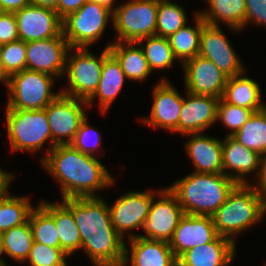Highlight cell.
<instances>
[{
	"mask_svg": "<svg viewBox=\"0 0 266 266\" xmlns=\"http://www.w3.org/2000/svg\"><path fill=\"white\" fill-rule=\"evenodd\" d=\"M111 15L113 11L108 7L87 1L62 19V33L71 48H88L100 38Z\"/></svg>",
	"mask_w": 266,
	"mask_h": 266,
	"instance_id": "obj_9",
	"label": "cell"
},
{
	"mask_svg": "<svg viewBox=\"0 0 266 266\" xmlns=\"http://www.w3.org/2000/svg\"><path fill=\"white\" fill-rule=\"evenodd\" d=\"M33 209L28 197H0V233L26 223Z\"/></svg>",
	"mask_w": 266,
	"mask_h": 266,
	"instance_id": "obj_32",
	"label": "cell"
},
{
	"mask_svg": "<svg viewBox=\"0 0 266 266\" xmlns=\"http://www.w3.org/2000/svg\"><path fill=\"white\" fill-rule=\"evenodd\" d=\"M88 1H92V2H96V3H99V4H102L106 7H108L110 10H114L116 9V7L113 6V4L115 3L114 0H88Z\"/></svg>",
	"mask_w": 266,
	"mask_h": 266,
	"instance_id": "obj_48",
	"label": "cell"
},
{
	"mask_svg": "<svg viewBox=\"0 0 266 266\" xmlns=\"http://www.w3.org/2000/svg\"><path fill=\"white\" fill-rule=\"evenodd\" d=\"M3 254V248H2V236L0 233V262H5L4 259L1 258V255Z\"/></svg>",
	"mask_w": 266,
	"mask_h": 266,
	"instance_id": "obj_49",
	"label": "cell"
},
{
	"mask_svg": "<svg viewBox=\"0 0 266 266\" xmlns=\"http://www.w3.org/2000/svg\"><path fill=\"white\" fill-rule=\"evenodd\" d=\"M74 54L67 57L65 72L69 88L61 90V94L87 101L96 91L101 78L104 58L110 53L106 46L98 57L88 48L75 47Z\"/></svg>",
	"mask_w": 266,
	"mask_h": 266,
	"instance_id": "obj_8",
	"label": "cell"
},
{
	"mask_svg": "<svg viewBox=\"0 0 266 266\" xmlns=\"http://www.w3.org/2000/svg\"><path fill=\"white\" fill-rule=\"evenodd\" d=\"M245 7V25L251 21L266 25V0H245Z\"/></svg>",
	"mask_w": 266,
	"mask_h": 266,
	"instance_id": "obj_41",
	"label": "cell"
},
{
	"mask_svg": "<svg viewBox=\"0 0 266 266\" xmlns=\"http://www.w3.org/2000/svg\"><path fill=\"white\" fill-rule=\"evenodd\" d=\"M253 110L229 104L220 98L217 106V121L220 119L230 130L227 136H233L252 116Z\"/></svg>",
	"mask_w": 266,
	"mask_h": 266,
	"instance_id": "obj_36",
	"label": "cell"
},
{
	"mask_svg": "<svg viewBox=\"0 0 266 266\" xmlns=\"http://www.w3.org/2000/svg\"><path fill=\"white\" fill-rule=\"evenodd\" d=\"M187 23V16L176 2L158 0L156 35L169 38Z\"/></svg>",
	"mask_w": 266,
	"mask_h": 266,
	"instance_id": "obj_34",
	"label": "cell"
},
{
	"mask_svg": "<svg viewBox=\"0 0 266 266\" xmlns=\"http://www.w3.org/2000/svg\"><path fill=\"white\" fill-rule=\"evenodd\" d=\"M71 211L81 237V248L95 266H122L124 239L111 222L109 205L96 197L66 198L62 201Z\"/></svg>",
	"mask_w": 266,
	"mask_h": 266,
	"instance_id": "obj_1",
	"label": "cell"
},
{
	"mask_svg": "<svg viewBox=\"0 0 266 266\" xmlns=\"http://www.w3.org/2000/svg\"><path fill=\"white\" fill-rule=\"evenodd\" d=\"M41 163L60 183L62 199L96 197V190L115 182L94 155L82 153L71 144H57Z\"/></svg>",
	"mask_w": 266,
	"mask_h": 266,
	"instance_id": "obj_2",
	"label": "cell"
},
{
	"mask_svg": "<svg viewBox=\"0 0 266 266\" xmlns=\"http://www.w3.org/2000/svg\"><path fill=\"white\" fill-rule=\"evenodd\" d=\"M31 4V0H0V12L15 13Z\"/></svg>",
	"mask_w": 266,
	"mask_h": 266,
	"instance_id": "obj_44",
	"label": "cell"
},
{
	"mask_svg": "<svg viewBox=\"0 0 266 266\" xmlns=\"http://www.w3.org/2000/svg\"><path fill=\"white\" fill-rule=\"evenodd\" d=\"M153 91L154 102L150 117L142 118V122L155 128L178 132L183 97L163 78L157 83Z\"/></svg>",
	"mask_w": 266,
	"mask_h": 266,
	"instance_id": "obj_18",
	"label": "cell"
},
{
	"mask_svg": "<svg viewBox=\"0 0 266 266\" xmlns=\"http://www.w3.org/2000/svg\"><path fill=\"white\" fill-rule=\"evenodd\" d=\"M158 0H132L113 10L116 42H138L156 35Z\"/></svg>",
	"mask_w": 266,
	"mask_h": 266,
	"instance_id": "obj_7",
	"label": "cell"
},
{
	"mask_svg": "<svg viewBox=\"0 0 266 266\" xmlns=\"http://www.w3.org/2000/svg\"><path fill=\"white\" fill-rule=\"evenodd\" d=\"M186 91L222 98L228 77L209 59L200 55L183 64Z\"/></svg>",
	"mask_w": 266,
	"mask_h": 266,
	"instance_id": "obj_15",
	"label": "cell"
},
{
	"mask_svg": "<svg viewBox=\"0 0 266 266\" xmlns=\"http://www.w3.org/2000/svg\"><path fill=\"white\" fill-rule=\"evenodd\" d=\"M143 42H146L145 47ZM137 43L141 45L151 71L171 68L176 60L168 38L152 35L140 39Z\"/></svg>",
	"mask_w": 266,
	"mask_h": 266,
	"instance_id": "obj_33",
	"label": "cell"
},
{
	"mask_svg": "<svg viewBox=\"0 0 266 266\" xmlns=\"http://www.w3.org/2000/svg\"><path fill=\"white\" fill-rule=\"evenodd\" d=\"M68 255L61 249L33 242L27 261L30 266H67Z\"/></svg>",
	"mask_w": 266,
	"mask_h": 266,
	"instance_id": "obj_38",
	"label": "cell"
},
{
	"mask_svg": "<svg viewBox=\"0 0 266 266\" xmlns=\"http://www.w3.org/2000/svg\"><path fill=\"white\" fill-rule=\"evenodd\" d=\"M72 50L62 32L57 37L26 42V69L61 77Z\"/></svg>",
	"mask_w": 266,
	"mask_h": 266,
	"instance_id": "obj_12",
	"label": "cell"
},
{
	"mask_svg": "<svg viewBox=\"0 0 266 266\" xmlns=\"http://www.w3.org/2000/svg\"><path fill=\"white\" fill-rule=\"evenodd\" d=\"M53 76L24 69L10 76L7 107L22 110L44 109L61 92H52Z\"/></svg>",
	"mask_w": 266,
	"mask_h": 266,
	"instance_id": "obj_6",
	"label": "cell"
},
{
	"mask_svg": "<svg viewBox=\"0 0 266 266\" xmlns=\"http://www.w3.org/2000/svg\"><path fill=\"white\" fill-rule=\"evenodd\" d=\"M3 254L18 262L27 260L34 239L29 220L1 233Z\"/></svg>",
	"mask_w": 266,
	"mask_h": 266,
	"instance_id": "obj_31",
	"label": "cell"
},
{
	"mask_svg": "<svg viewBox=\"0 0 266 266\" xmlns=\"http://www.w3.org/2000/svg\"><path fill=\"white\" fill-rule=\"evenodd\" d=\"M0 53L4 69L9 76L26 69V42L16 40L0 45Z\"/></svg>",
	"mask_w": 266,
	"mask_h": 266,
	"instance_id": "obj_37",
	"label": "cell"
},
{
	"mask_svg": "<svg viewBox=\"0 0 266 266\" xmlns=\"http://www.w3.org/2000/svg\"><path fill=\"white\" fill-rule=\"evenodd\" d=\"M88 0H57L55 11L58 16L63 19L68 14L77 11L81 8Z\"/></svg>",
	"mask_w": 266,
	"mask_h": 266,
	"instance_id": "obj_42",
	"label": "cell"
},
{
	"mask_svg": "<svg viewBox=\"0 0 266 266\" xmlns=\"http://www.w3.org/2000/svg\"><path fill=\"white\" fill-rule=\"evenodd\" d=\"M83 106H88L85 100L60 94L45 107L52 140L56 144H70L74 140L86 118Z\"/></svg>",
	"mask_w": 266,
	"mask_h": 266,
	"instance_id": "obj_11",
	"label": "cell"
},
{
	"mask_svg": "<svg viewBox=\"0 0 266 266\" xmlns=\"http://www.w3.org/2000/svg\"><path fill=\"white\" fill-rule=\"evenodd\" d=\"M238 184L223 173L193 172L168 189L187 215H210L217 211Z\"/></svg>",
	"mask_w": 266,
	"mask_h": 266,
	"instance_id": "obj_3",
	"label": "cell"
},
{
	"mask_svg": "<svg viewBox=\"0 0 266 266\" xmlns=\"http://www.w3.org/2000/svg\"><path fill=\"white\" fill-rule=\"evenodd\" d=\"M14 15L19 40L24 42L57 37L62 32V19L55 10L30 4Z\"/></svg>",
	"mask_w": 266,
	"mask_h": 266,
	"instance_id": "obj_14",
	"label": "cell"
},
{
	"mask_svg": "<svg viewBox=\"0 0 266 266\" xmlns=\"http://www.w3.org/2000/svg\"><path fill=\"white\" fill-rule=\"evenodd\" d=\"M160 199L156 202L154 197L145 220L143 229L146 235L130 234V238L139 236L141 238L157 241L170 242L179 221L184 216L176 196L167 188L160 190Z\"/></svg>",
	"mask_w": 266,
	"mask_h": 266,
	"instance_id": "obj_10",
	"label": "cell"
},
{
	"mask_svg": "<svg viewBox=\"0 0 266 266\" xmlns=\"http://www.w3.org/2000/svg\"><path fill=\"white\" fill-rule=\"evenodd\" d=\"M236 243L218 236L214 241L187 250L177 260L178 266H227L233 262Z\"/></svg>",
	"mask_w": 266,
	"mask_h": 266,
	"instance_id": "obj_22",
	"label": "cell"
},
{
	"mask_svg": "<svg viewBox=\"0 0 266 266\" xmlns=\"http://www.w3.org/2000/svg\"><path fill=\"white\" fill-rule=\"evenodd\" d=\"M0 266H7L6 262H0Z\"/></svg>",
	"mask_w": 266,
	"mask_h": 266,
	"instance_id": "obj_50",
	"label": "cell"
},
{
	"mask_svg": "<svg viewBox=\"0 0 266 266\" xmlns=\"http://www.w3.org/2000/svg\"><path fill=\"white\" fill-rule=\"evenodd\" d=\"M218 236L212 216L184 214L169 244L178 259L187 250L214 241Z\"/></svg>",
	"mask_w": 266,
	"mask_h": 266,
	"instance_id": "obj_17",
	"label": "cell"
},
{
	"mask_svg": "<svg viewBox=\"0 0 266 266\" xmlns=\"http://www.w3.org/2000/svg\"><path fill=\"white\" fill-rule=\"evenodd\" d=\"M28 220L35 242L60 248L59 234L55 221L40 205L31 211Z\"/></svg>",
	"mask_w": 266,
	"mask_h": 266,
	"instance_id": "obj_35",
	"label": "cell"
},
{
	"mask_svg": "<svg viewBox=\"0 0 266 266\" xmlns=\"http://www.w3.org/2000/svg\"><path fill=\"white\" fill-rule=\"evenodd\" d=\"M243 74H239L227 79L222 99L233 105L244 107L254 112L266 108L262 104L261 89L259 84Z\"/></svg>",
	"mask_w": 266,
	"mask_h": 266,
	"instance_id": "obj_26",
	"label": "cell"
},
{
	"mask_svg": "<svg viewBox=\"0 0 266 266\" xmlns=\"http://www.w3.org/2000/svg\"><path fill=\"white\" fill-rule=\"evenodd\" d=\"M129 240L131 252L128 251L125 244V257L122 266H126L128 263L131 266H178V260L168 242L149 240L139 236Z\"/></svg>",
	"mask_w": 266,
	"mask_h": 266,
	"instance_id": "obj_20",
	"label": "cell"
},
{
	"mask_svg": "<svg viewBox=\"0 0 266 266\" xmlns=\"http://www.w3.org/2000/svg\"><path fill=\"white\" fill-rule=\"evenodd\" d=\"M257 185L254 187L266 199V154L261 155L259 171L256 172Z\"/></svg>",
	"mask_w": 266,
	"mask_h": 266,
	"instance_id": "obj_43",
	"label": "cell"
},
{
	"mask_svg": "<svg viewBox=\"0 0 266 266\" xmlns=\"http://www.w3.org/2000/svg\"><path fill=\"white\" fill-rule=\"evenodd\" d=\"M231 45L219 25H203L199 55L211 60L228 78L243 74L245 70Z\"/></svg>",
	"mask_w": 266,
	"mask_h": 266,
	"instance_id": "obj_13",
	"label": "cell"
},
{
	"mask_svg": "<svg viewBox=\"0 0 266 266\" xmlns=\"http://www.w3.org/2000/svg\"><path fill=\"white\" fill-rule=\"evenodd\" d=\"M195 18V27L185 25L168 38L174 56L183 64L199 55L200 34L205 22L198 13Z\"/></svg>",
	"mask_w": 266,
	"mask_h": 266,
	"instance_id": "obj_29",
	"label": "cell"
},
{
	"mask_svg": "<svg viewBox=\"0 0 266 266\" xmlns=\"http://www.w3.org/2000/svg\"><path fill=\"white\" fill-rule=\"evenodd\" d=\"M10 76L7 74V72L4 69L1 53H0V81H4L6 86L9 85Z\"/></svg>",
	"mask_w": 266,
	"mask_h": 266,
	"instance_id": "obj_47",
	"label": "cell"
},
{
	"mask_svg": "<svg viewBox=\"0 0 266 266\" xmlns=\"http://www.w3.org/2000/svg\"><path fill=\"white\" fill-rule=\"evenodd\" d=\"M31 4L55 10L57 5V0H31Z\"/></svg>",
	"mask_w": 266,
	"mask_h": 266,
	"instance_id": "obj_46",
	"label": "cell"
},
{
	"mask_svg": "<svg viewBox=\"0 0 266 266\" xmlns=\"http://www.w3.org/2000/svg\"><path fill=\"white\" fill-rule=\"evenodd\" d=\"M19 40L14 13L0 12V45Z\"/></svg>",
	"mask_w": 266,
	"mask_h": 266,
	"instance_id": "obj_40",
	"label": "cell"
},
{
	"mask_svg": "<svg viewBox=\"0 0 266 266\" xmlns=\"http://www.w3.org/2000/svg\"><path fill=\"white\" fill-rule=\"evenodd\" d=\"M127 79L119 61L110 52L103 61L101 78L94 94L86 101L91 105L95 98L99 97V106L102 112H106L114 99L121 91L124 81Z\"/></svg>",
	"mask_w": 266,
	"mask_h": 266,
	"instance_id": "obj_24",
	"label": "cell"
},
{
	"mask_svg": "<svg viewBox=\"0 0 266 266\" xmlns=\"http://www.w3.org/2000/svg\"><path fill=\"white\" fill-rule=\"evenodd\" d=\"M87 117L82 121L74 140L70 143L75 149L82 153L93 155L94 150L101 145V134L98 130L87 123ZM100 134V135H99ZM94 137V143L90 138ZM92 141L91 145L87 144Z\"/></svg>",
	"mask_w": 266,
	"mask_h": 266,
	"instance_id": "obj_39",
	"label": "cell"
},
{
	"mask_svg": "<svg viewBox=\"0 0 266 266\" xmlns=\"http://www.w3.org/2000/svg\"><path fill=\"white\" fill-rule=\"evenodd\" d=\"M266 213V199L250 184H239L213 214L219 236L232 241L234 235L258 223Z\"/></svg>",
	"mask_w": 266,
	"mask_h": 266,
	"instance_id": "obj_4",
	"label": "cell"
},
{
	"mask_svg": "<svg viewBox=\"0 0 266 266\" xmlns=\"http://www.w3.org/2000/svg\"><path fill=\"white\" fill-rule=\"evenodd\" d=\"M125 43V45H124ZM127 43V44H126ZM133 45H138L133 46ZM110 52L119 61L126 77L131 80H145L151 70L141 45L137 42H115L108 45Z\"/></svg>",
	"mask_w": 266,
	"mask_h": 266,
	"instance_id": "obj_27",
	"label": "cell"
},
{
	"mask_svg": "<svg viewBox=\"0 0 266 266\" xmlns=\"http://www.w3.org/2000/svg\"><path fill=\"white\" fill-rule=\"evenodd\" d=\"M55 221L59 234L60 248L70 256L81 248V237L72 211L62 202H41L39 204Z\"/></svg>",
	"mask_w": 266,
	"mask_h": 266,
	"instance_id": "obj_25",
	"label": "cell"
},
{
	"mask_svg": "<svg viewBox=\"0 0 266 266\" xmlns=\"http://www.w3.org/2000/svg\"><path fill=\"white\" fill-rule=\"evenodd\" d=\"M192 135L186 142L187 155L195 165L198 173H223L222 163V141L216 138L202 135V133L187 134Z\"/></svg>",
	"mask_w": 266,
	"mask_h": 266,
	"instance_id": "obj_23",
	"label": "cell"
},
{
	"mask_svg": "<svg viewBox=\"0 0 266 266\" xmlns=\"http://www.w3.org/2000/svg\"><path fill=\"white\" fill-rule=\"evenodd\" d=\"M232 137L260 155L266 154V108L254 112Z\"/></svg>",
	"mask_w": 266,
	"mask_h": 266,
	"instance_id": "obj_30",
	"label": "cell"
},
{
	"mask_svg": "<svg viewBox=\"0 0 266 266\" xmlns=\"http://www.w3.org/2000/svg\"><path fill=\"white\" fill-rule=\"evenodd\" d=\"M179 116L178 133L186 135L203 133L217 121L219 98L195 95L186 91Z\"/></svg>",
	"mask_w": 266,
	"mask_h": 266,
	"instance_id": "obj_19",
	"label": "cell"
},
{
	"mask_svg": "<svg viewBox=\"0 0 266 266\" xmlns=\"http://www.w3.org/2000/svg\"><path fill=\"white\" fill-rule=\"evenodd\" d=\"M14 176L11 174H8V172H4L3 170H0V197L7 195L8 192V186L10 182L12 181V178Z\"/></svg>",
	"mask_w": 266,
	"mask_h": 266,
	"instance_id": "obj_45",
	"label": "cell"
},
{
	"mask_svg": "<svg viewBox=\"0 0 266 266\" xmlns=\"http://www.w3.org/2000/svg\"><path fill=\"white\" fill-rule=\"evenodd\" d=\"M261 155L237 142L232 136L222 141L223 174L239 184H249L246 175L259 171ZM232 170L231 173L226 169ZM245 176V177H244Z\"/></svg>",
	"mask_w": 266,
	"mask_h": 266,
	"instance_id": "obj_21",
	"label": "cell"
},
{
	"mask_svg": "<svg viewBox=\"0 0 266 266\" xmlns=\"http://www.w3.org/2000/svg\"><path fill=\"white\" fill-rule=\"evenodd\" d=\"M209 12L198 14L205 23L218 26L219 21L226 23L234 32L245 26V0H206Z\"/></svg>",
	"mask_w": 266,
	"mask_h": 266,
	"instance_id": "obj_28",
	"label": "cell"
},
{
	"mask_svg": "<svg viewBox=\"0 0 266 266\" xmlns=\"http://www.w3.org/2000/svg\"><path fill=\"white\" fill-rule=\"evenodd\" d=\"M6 123L8 131V140L12 151L40 150L46 140H51L52 148L57 144L52 140L51 130L48 118L44 109L40 110H22L6 108Z\"/></svg>",
	"mask_w": 266,
	"mask_h": 266,
	"instance_id": "obj_5",
	"label": "cell"
},
{
	"mask_svg": "<svg viewBox=\"0 0 266 266\" xmlns=\"http://www.w3.org/2000/svg\"><path fill=\"white\" fill-rule=\"evenodd\" d=\"M129 192L109 207L111 222L117 233L124 238L125 232L143 228L156 191Z\"/></svg>",
	"mask_w": 266,
	"mask_h": 266,
	"instance_id": "obj_16",
	"label": "cell"
}]
</instances>
